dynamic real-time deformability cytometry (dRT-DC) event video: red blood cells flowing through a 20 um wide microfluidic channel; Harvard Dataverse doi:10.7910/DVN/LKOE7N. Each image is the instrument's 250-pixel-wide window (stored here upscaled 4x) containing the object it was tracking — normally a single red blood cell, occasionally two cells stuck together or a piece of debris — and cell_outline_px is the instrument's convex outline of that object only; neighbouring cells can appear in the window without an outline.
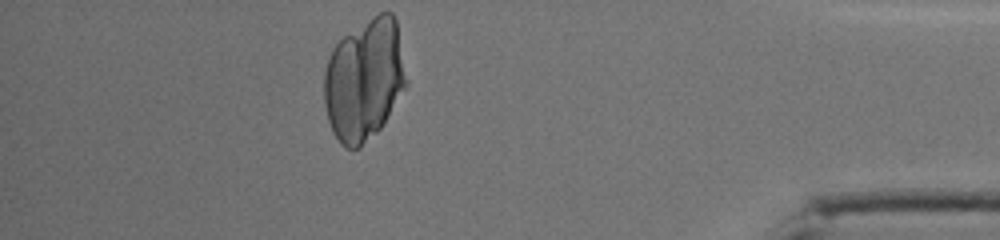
{"species": "human", "species_latin": "Homo sapiens", "temperature_condition": "cold", "stored_images_in_passage": 47, "camera_frame_rate_fps": 3000, "um_per_image_px": 0.085, "donor": {"sex": "male"}, "frame": {"image": 1, "passage_image": 47, "time_ms": 15.333, "image_size_px": [1000, 240], "cell_outline_px": [[408, 84], [384, 124], [360, 148], [348, 148], [340, 144], [332, 132], [328, 120], [324, 104], [324, 72], [328, 56], [332, 48], [344, 36], [372, 16], [380, 12], [392, 12], [396, 20], [408, 80]], "centroid_in_image_um": [30.97, 6.79], "position_along_channel_um": 404.2, "area_um2": 58.84}}